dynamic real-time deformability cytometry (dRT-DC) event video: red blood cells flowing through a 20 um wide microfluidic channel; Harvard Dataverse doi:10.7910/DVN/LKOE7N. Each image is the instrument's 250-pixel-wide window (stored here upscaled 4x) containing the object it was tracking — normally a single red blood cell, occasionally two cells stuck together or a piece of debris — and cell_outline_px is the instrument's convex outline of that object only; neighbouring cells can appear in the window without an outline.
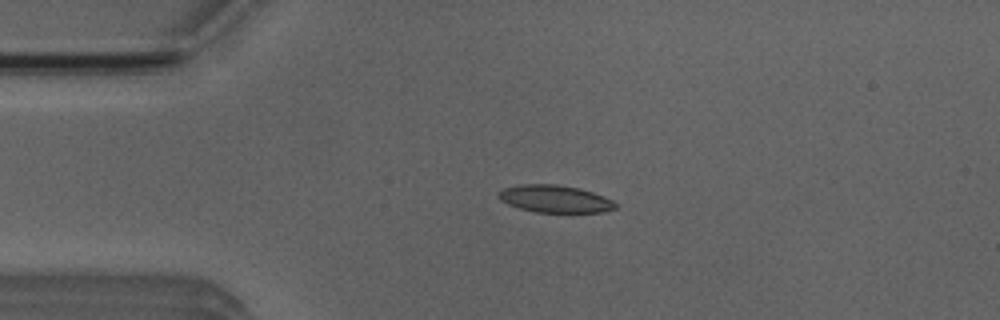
{"species": "Egyptian fruit bat (a non-hibernating species)", "species_latin": "Rousettus aegyptiacus", "temperature_condition": "room temperature", "stored_images_in_passage": 42, "camera_frame_rate_fps": 3000, "um_per_image_px": 0.085, "animal": {"sex": "male"}, "frame": {"image": 1, "passage_image": 2, "time_ms": 0.333, "image_size_px": [1000, 320], "cell_outline_px": [[616, 208], [604, 212], [536, 212], [520, 208], [508, 204], [500, 200], [496, 196], [496, 192], [504, 188], [520, 184], [556, 184], [576, 188], [592, 192], [604, 196], [612, 200], [616, 204]], "centroid_in_image_um": [47.13, 16.9], "position_along_channel_um": 37.9, "area_um2": 18.61}}
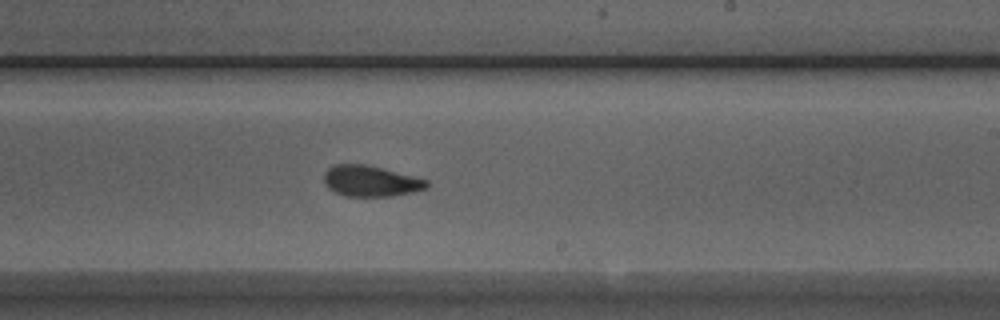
{"frame": {"image": 2, "passage_image": 21, "time_ms": 6.667, "image_size_px": [1000, 320], "cell_outline_px": [[428, 188], [412, 192], [392, 196], [344, 196], [332, 192], [324, 184], [324, 172], [332, 164], [364, 164], [428, 180]], "centroid_in_image_um": [31.44, 15.4], "position_along_channel_um": 257.6, "area_um2": 18.5}}
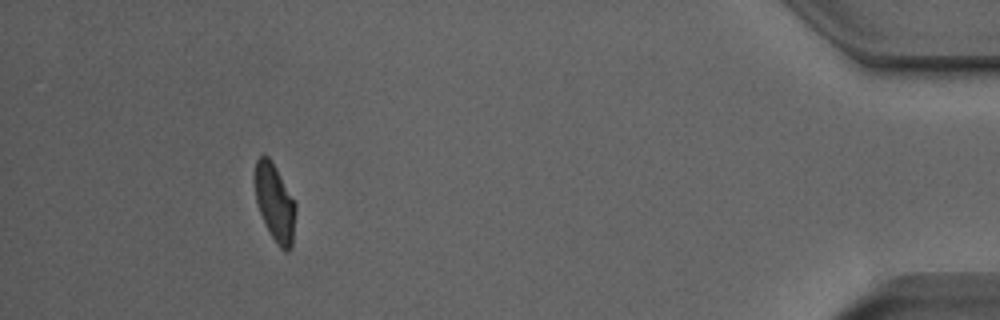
{"frame": {"image": 3, "passage_image": 38, "time_ms": 12.333, "image_size_px": [1000, 320], "cell_outline_px": [[296, 212], [292, 248], [288, 252], [284, 252], [276, 244], [260, 212], [256, 200], [252, 176], [256, 160], [260, 156], [268, 156], [272, 160], [296, 204]], "centroid_in_image_um": [23.35, 17.21], "position_along_channel_um": 411.9, "area_um2": 18.67}, "authors_computed_cell_mechanics": {"area_um2": 18.9295, "velocity_mm_per_s": 3.9173, "shape_relaxation_time_tau1_ms": 3.4854, "shape_relaxation_time_tau2_ms": 1.6341, "deformation_change_tau1": 0.1511, "deformation_change_tau2": 0.0838}}